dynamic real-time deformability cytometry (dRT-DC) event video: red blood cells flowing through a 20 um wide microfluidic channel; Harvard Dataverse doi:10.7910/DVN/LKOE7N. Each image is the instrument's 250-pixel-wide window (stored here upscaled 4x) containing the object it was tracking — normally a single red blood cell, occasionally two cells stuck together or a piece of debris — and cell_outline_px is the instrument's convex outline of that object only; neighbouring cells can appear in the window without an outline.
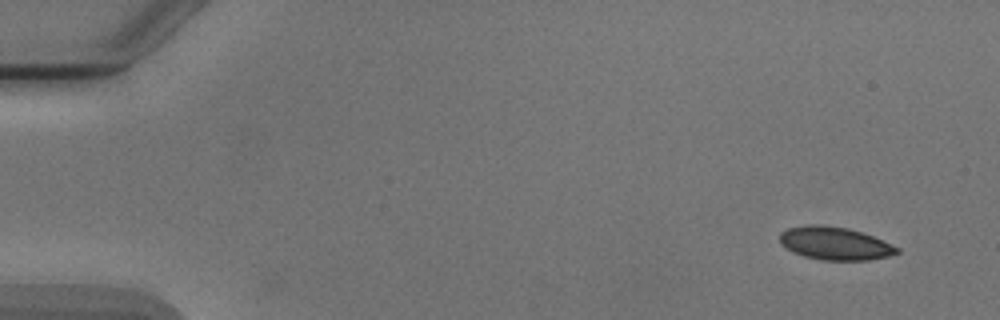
{"species": "Egyptian fruit bat (a non-hibernating species)", "species_latin": "Rousettus aegyptiacus", "temperature_condition": "cold", "stored_images_in_passage": 4, "camera_frame_rate_fps": 3000, "um_per_image_px": 0.085, "animal": {"sex": "male"}, "frame": {"image": 1, "passage_image": 1, "time_ms": 0.0, "image_size_px": [1000, 320], "cell_outline_px": [[900, 252], [888, 256], [868, 260], [820, 260], [804, 256], [792, 252], [784, 248], [780, 244], [780, 232], [788, 228], [808, 224], [824, 224], [848, 228], [872, 236], [900, 248]], "centroid_in_image_um": [70.92, 20.68], "position_along_channel_um": 14.1, "area_um2": 22.66}}
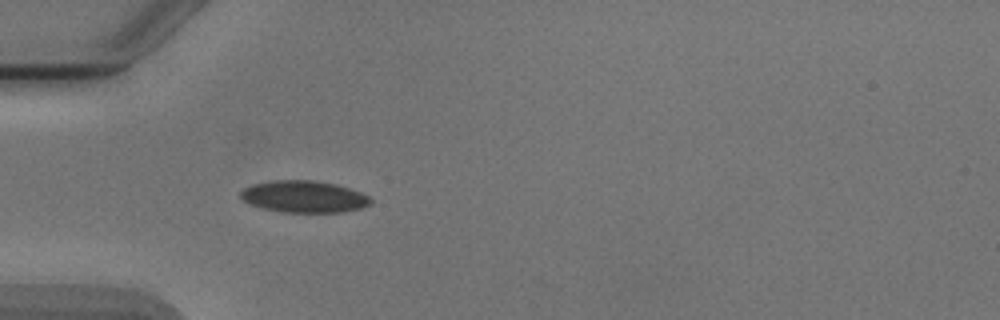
{"frame": {"image": 2, "passage_image": 4, "time_ms": 4.333, "image_size_px": [1000, 320], "cell_outline_px": [[372, 204], [360, 208], [344, 212], [280, 212], [264, 208], [252, 204], [244, 200], [240, 196], [240, 192], [244, 188], [252, 184], [272, 180], [312, 180], [336, 184], [360, 192], [368, 196], [372, 200]], "centroid_in_image_um": [25.85, 16.71], "position_along_channel_um": 59.2, "area_um2": 24.04}}